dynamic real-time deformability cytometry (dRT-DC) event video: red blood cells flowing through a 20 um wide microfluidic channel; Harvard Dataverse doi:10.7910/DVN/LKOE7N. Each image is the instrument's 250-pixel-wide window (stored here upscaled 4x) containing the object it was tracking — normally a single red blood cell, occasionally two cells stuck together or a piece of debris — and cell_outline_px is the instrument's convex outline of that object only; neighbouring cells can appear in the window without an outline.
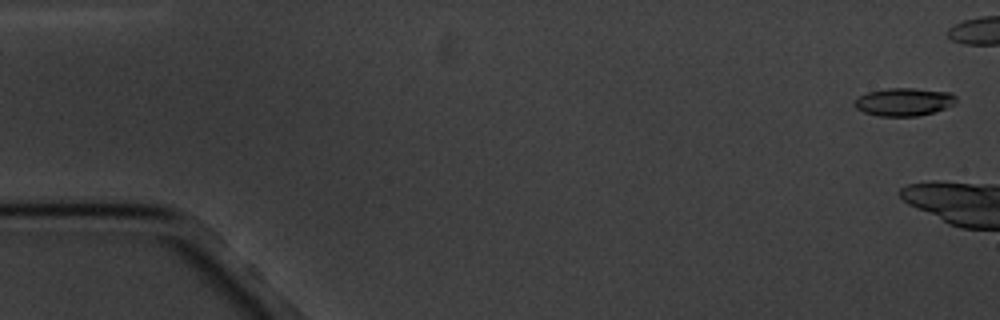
{"species": "common noctule bat (a hibernating species)", "species_latin": "Nyctalus noctula", "temperature_condition": "cold", "stored_images_in_passage": 6, "camera_frame_rate_fps": 3000, "um_per_image_px": 0.085, "animal": {"sex": "male", "body_mass_g": 20.1, "forearm_length_mm": 53.5}, "frame": {"image": 1, "passage_image": 1, "time_ms": 0.0, "image_size_px": [1000, 320], "cell_outline_px": [[956, 104], [932, 112], [916, 116], [880, 116], [864, 112], [856, 108], [852, 104], [852, 100], [868, 92], [888, 88], [916, 88], [952, 92], [956, 96]], "centroid_in_image_um": [76.83, 8.65], "position_along_channel_um": 8.2, "area_um2": 16.65}}